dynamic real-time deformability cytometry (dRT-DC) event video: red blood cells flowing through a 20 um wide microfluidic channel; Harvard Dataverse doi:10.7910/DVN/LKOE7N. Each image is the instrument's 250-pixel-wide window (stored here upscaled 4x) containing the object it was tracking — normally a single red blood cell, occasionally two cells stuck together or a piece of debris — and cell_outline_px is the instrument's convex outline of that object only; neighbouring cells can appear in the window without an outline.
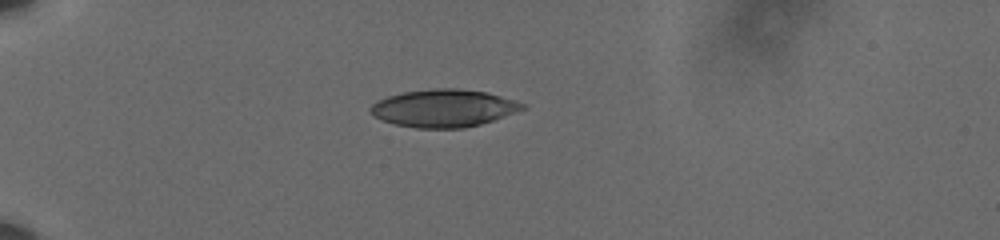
{"species": "human", "species_latin": "Homo sapiens", "temperature_condition": "cold", "stored_images_in_passage": 42, "camera_frame_rate_fps": 3000, "um_per_image_px": 0.085, "donor": {"sex": "male"}, "frame": {"image": 1, "passage_image": 1, "time_ms": 0.0, "image_size_px": [1000, 240], "cell_outline_px": [[528, 108], [480, 124], [464, 128], [416, 128], [396, 124], [384, 120], [368, 112], [368, 108], [376, 100], [388, 96], [404, 92], [436, 88], [456, 88], [488, 92], [524, 104]], "centroid_in_image_um": [37.69, 9.19], "position_along_channel_um": 47.3, "area_um2": 33.12}}
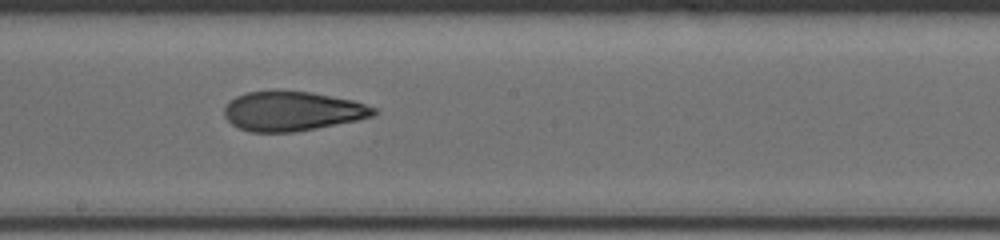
{"frame": {"image": 2, "passage_image": 19, "time_ms": 6.0, "image_size_px": [1000, 240], "cell_outline_px": [[380, 112], [372, 116], [356, 120], [296, 132], [252, 132], [240, 128], [232, 124], [224, 116], [224, 108], [236, 96], [248, 92], [276, 88], [308, 92], [352, 100], [376, 108]], "centroid_in_image_um": [24.82, 9.42], "position_along_channel_um": 223.4, "area_um2": 34.56}}
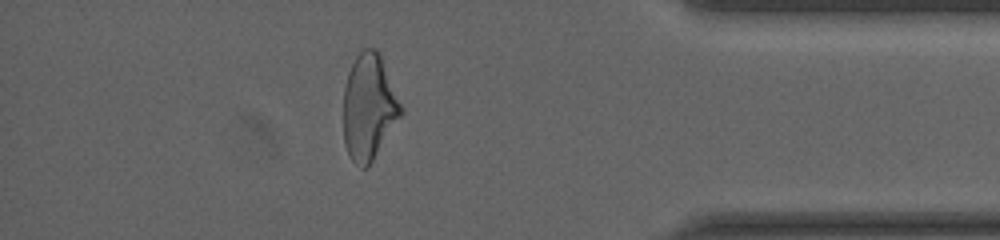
{"frame": {"image": 3, "passage_image": 36, "time_ms": 11.667, "image_size_px": [1000, 240], "cell_outline_px": [[404, 112], [372, 160], [364, 168], [360, 168], [352, 160], [344, 144], [344, 88], [348, 72], [356, 56], [364, 48], [376, 48], [380, 52], [404, 108]], "centroid_in_image_um": [31.38, 9.06], "position_along_channel_um": 403.8, "area_um2": 35.55}, "authors_computed_cell_mechanics": {"area_um2": 34.7667, "velocity_mm_per_s": 3.6126, "shape_relaxation_time_tau1_ms": 6.3, "shape_relaxation_time_tau2_ms": 2.3398, "deformation_change_tau1": 0.2061, "deformation_change_tau2": 0.101}}